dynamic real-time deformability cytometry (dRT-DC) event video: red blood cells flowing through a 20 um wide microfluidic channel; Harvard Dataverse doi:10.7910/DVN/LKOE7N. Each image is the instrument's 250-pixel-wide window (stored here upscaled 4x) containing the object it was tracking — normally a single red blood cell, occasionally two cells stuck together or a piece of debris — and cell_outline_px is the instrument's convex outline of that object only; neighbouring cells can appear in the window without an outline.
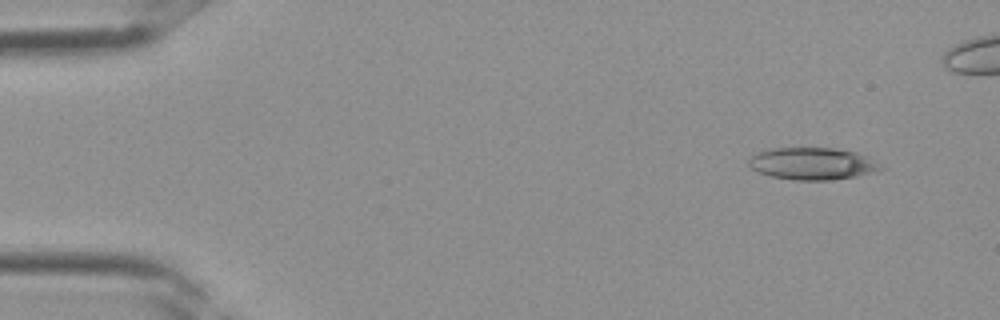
{"species": "Egyptian fruit bat (a non-hibernating species)", "species_latin": "Rousettus aegyptiacus", "temperature_condition": "room temperature", "stored_images_in_passage": 3, "camera_frame_rate_fps": 3000, "um_per_image_px": 0.085, "frame": {"image": 1, "passage_image": 1, "time_ms": 0.0, "image_size_px": [1000, 320], "cell_outline_px": [[888, 168], [880, 172], [832, 180], [796, 180], [772, 176], [760, 172], [752, 168], [748, 164], [748, 160], [756, 152], [764, 148], [832, 148], [856, 152], [868, 156]], "centroid_in_image_um": [69.13, 13.91], "position_along_channel_um": 15.9, "area_um2": 25.09}}